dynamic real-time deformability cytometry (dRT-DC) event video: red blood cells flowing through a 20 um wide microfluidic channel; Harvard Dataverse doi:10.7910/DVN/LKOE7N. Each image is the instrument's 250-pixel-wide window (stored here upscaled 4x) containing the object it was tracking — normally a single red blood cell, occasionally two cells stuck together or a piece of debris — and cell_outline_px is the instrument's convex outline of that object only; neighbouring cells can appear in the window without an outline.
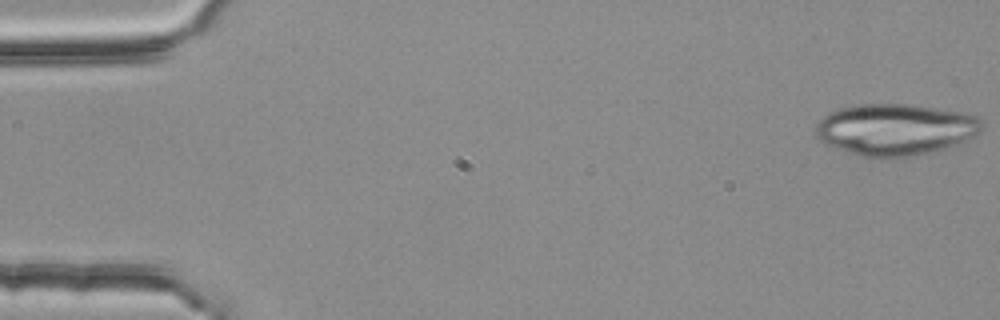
{"species": "common noctule bat (a hibernating species)", "species_latin": "Nyctalus noctula", "temperature_condition": "room temperature", "stored_images_in_passage": 30, "camera_frame_rate_fps": 3000, "um_per_image_px": 0.085, "animal": {"sex": "female", "body_mass_g": 25.1}, "frame": {"image": 1, "passage_image": 1, "time_ms": 0.0, "image_size_px": [1000, 320], "cell_outline_px": [[984, 128], [980, 132], [964, 140], [916, 156], [880, 160], [860, 156], [824, 144], [816, 136], [816, 124], [824, 116], [840, 108], [864, 104], [912, 104], [960, 112], [976, 116], [984, 124]], "centroid_in_image_um": [76.06, 11.03], "position_along_channel_um": 8.9, "area_um2": 49.94}}